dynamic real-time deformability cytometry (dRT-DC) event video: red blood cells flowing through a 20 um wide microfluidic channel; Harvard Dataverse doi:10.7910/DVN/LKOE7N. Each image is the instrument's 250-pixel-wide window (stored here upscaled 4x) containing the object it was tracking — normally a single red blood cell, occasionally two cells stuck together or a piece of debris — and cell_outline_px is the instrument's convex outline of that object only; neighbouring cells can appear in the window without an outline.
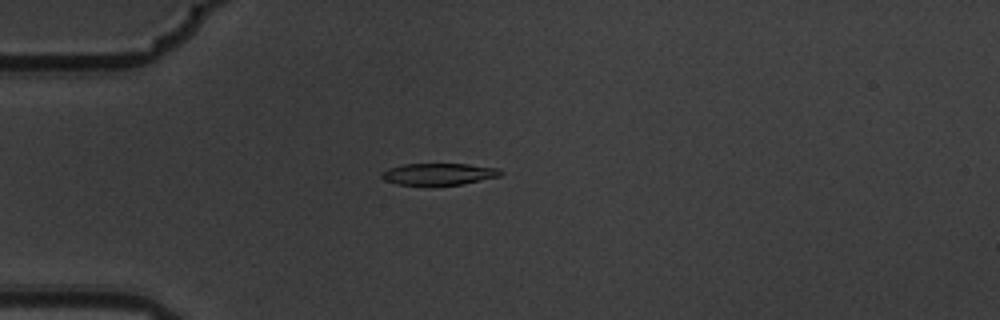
{"species": "common noctule bat (a hibernating species)", "species_latin": "Nyctalus noctula", "temperature_condition": "warm", "stored_images_in_passage": 3, "camera_frame_rate_fps": 3000, "um_per_image_px": 0.085, "animal": {"sex": "male", "body_mass_g": 19.5, "forearm_length_mm": 54.6}, "frame": {"image": 1, "passage_image": 2, "time_ms": 0.333, "image_size_px": [1000, 320], "cell_outline_px": [[504, 172], [500, 176], [464, 184], [432, 188], [396, 184], [384, 180], [380, 176], [380, 172], [388, 168], [404, 164], [468, 164], [500, 168]], "centroid_in_image_um": [37.27, 14.84], "position_along_channel_um": 47.7, "area_um2": 16.01}}
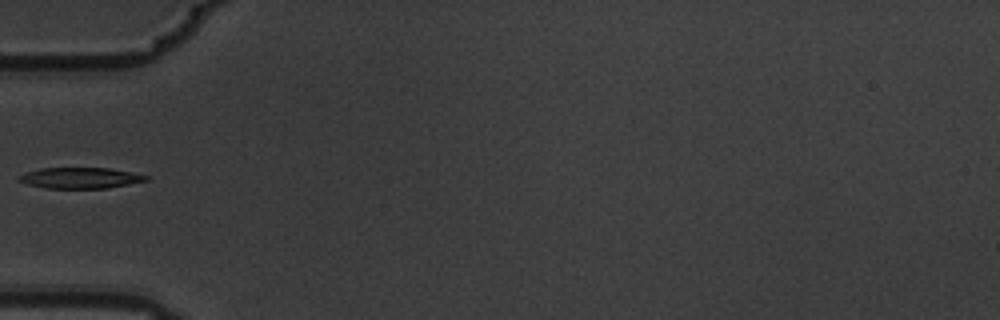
{"frame": {"image": 2, "passage_image": 3, "time_ms": 0.667, "image_size_px": [1000, 320], "cell_outline_px": [[148, 180], [128, 184], [104, 188], [44, 188], [28, 184], [16, 180], [20, 176], [28, 172], [40, 168], [108, 168], [148, 176]], "centroid_in_image_um": [6.78, 15.13], "position_along_channel_um": 78.2, "area_um2": 15.14}}